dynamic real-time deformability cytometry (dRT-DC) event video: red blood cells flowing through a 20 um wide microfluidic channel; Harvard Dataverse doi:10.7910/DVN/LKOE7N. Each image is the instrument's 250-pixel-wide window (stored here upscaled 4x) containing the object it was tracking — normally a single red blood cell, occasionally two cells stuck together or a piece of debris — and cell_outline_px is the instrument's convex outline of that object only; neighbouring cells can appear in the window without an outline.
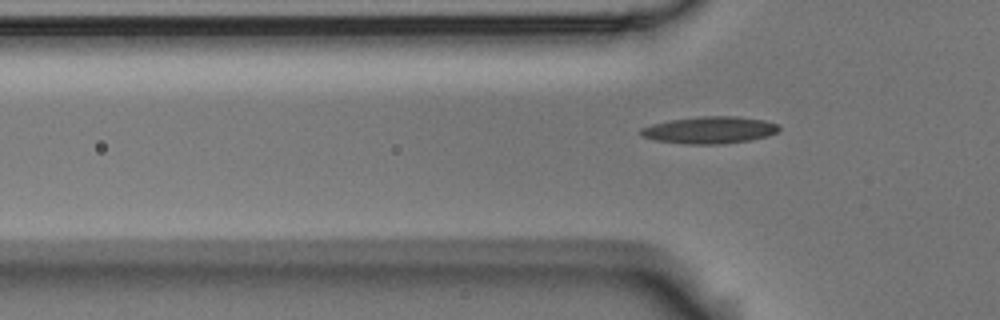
{"species": "Egyptian fruit bat (a non-hibernating species)", "species_latin": "Rousettus aegyptiacus", "temperature_condition": "room temperature", "stored_images_in_passage": 5, "segment_of_instrument_passage": [2, 2], "camera_frame_rate_fps": 3000, "um_per_image_px": 0.085, "animal": {"sex": "male"}, "frame": {"image": 1, "passage_image": 5, "time_ms": 1.333, "image_size_px": [1000, 320], "cell_outline_px": [[780, 128], [776, 132], [768, 136], [752, 140], [716, 144], [688, 144], [656, 140], [640, 136], [640, 128], [652, 124], [668, 120], [700, 116], [736, 116], [764, 120], [780, 124]], "centroid_in_image_um": [60.32, 11.04], "position_along_channel_um": 65.5, "area_um2": 21.85}}